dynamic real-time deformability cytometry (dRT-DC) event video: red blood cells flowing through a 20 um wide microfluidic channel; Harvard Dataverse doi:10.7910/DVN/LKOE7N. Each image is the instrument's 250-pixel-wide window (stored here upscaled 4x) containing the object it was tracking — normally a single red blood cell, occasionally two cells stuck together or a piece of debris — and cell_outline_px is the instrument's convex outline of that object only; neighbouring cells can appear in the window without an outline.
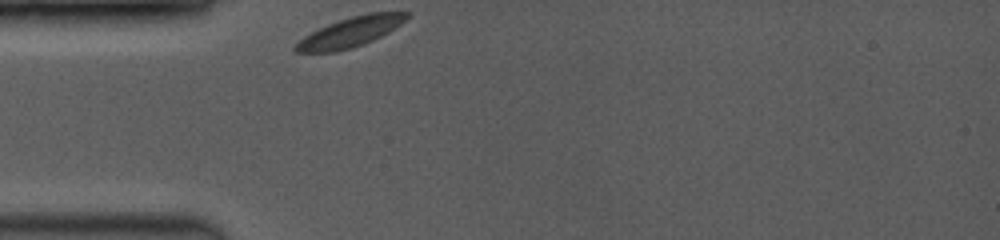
{"species": "common noctule bat (a hibernating species)", "species_latin": "Nyctalus noctula", "temperature_condition": "room temperature", "stored_images_in_passage": 1, "camera_frame_rate_fps": 3500, "um_per_image_px": 0.085, "animal": {"sex": "female", "body_mass_g": 19.0, "forearm_length_mm": 53.3}, "frame": {"image": 1, "passage_image": 1, "time_ms": 0.0, "image_size_px": [1000, 240], "cell_outline_px": [[412, 12], [400, 24], [388, 32], [364, 44], [352, 48], [336, 52], [296, 52], [292, 48], [304, 36], [328, 24], [352, 16], [368, 12]], "centroid_in_image_um": [29.77, 2.73], "position_along_channel_um": 55.2, "area_um2": 19.07}}